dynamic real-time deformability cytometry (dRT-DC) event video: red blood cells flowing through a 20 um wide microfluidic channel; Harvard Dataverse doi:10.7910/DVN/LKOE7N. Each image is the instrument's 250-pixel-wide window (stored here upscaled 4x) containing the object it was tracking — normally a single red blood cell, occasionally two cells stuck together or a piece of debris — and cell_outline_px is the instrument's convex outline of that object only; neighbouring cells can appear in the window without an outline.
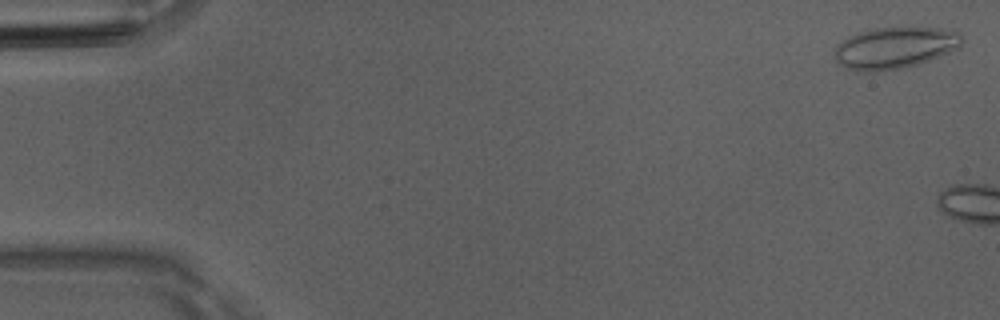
{"species": "Egyptian fruit bat (a non-hibernating species)", "species_latin": "Rousettus aegyptiacus", "temperature_condition": "room temperature", "stored_images_in_passage": 4, "camera_frame_rate_fps": 3000, "um_per_image_px": 0.085, "animal": {"sex": "male"}, "frame": {"image": 1, "passage_image": 1, "time_ms": 0.0, "image_size_px": [1000, 320], "cell_outline_px": [[964, 40], [960, 48], [928, 60], [916, 64], [900, 68], [872, 72], [864, 72], [848, 68], [840, 64], [836, 60], [836, 48], [844, 40], [856, 32], [872, 28], [908, 24], [956, 28], [960, 32]], "centroid_in_image_um": [76.19, 3.97], "position_along_channel_um": 8.8, "area_um2": 31.96}}